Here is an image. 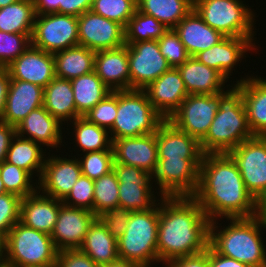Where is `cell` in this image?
Listing matches in <instances>:
<instances>
[{
  "label": "cell",
  "instance_id": "1",
  "mask_svg": "<svg viewBox=\"0 0 266 267\" xmlns=\"http://www.w3.org/2000/svg\"><path fill=\"white\" fill-rule=\"evenodd\" d=\"M192 197L210 221L221 216L226 219L254 217L255 198L246 189L240 171L228 153L204 154L199 185Z\"/></svg>",
  "mask_w": 266,
  "mask_h": 267
},
{
  "label": "cell",
  "instance_id": "2",
  "mask_svg": "<svg viewBox=\"0 0 266 267\" xmlns=\"http://www.w3.org/2000/svg\"><path fill=\"white\" fill-rule=\"evenodd\" d=\"M158 207V262L199 254L209 245L204 209L192 196L162 197Z\"/></svg>",
  "mask_w": 266,
  "mask_h": 267
},
{
  "label": "cell",
  "instance_id": "3",
  "mask_svg": "<svg viewBox=\"0 0 266 267\" xmlns=\"http://www.w3.org/2000/svg\"><path fill=\"white\" fill-rule=\"evenodd\" d=\"M220 92L219 110L206 136L200 141L204 154L228 153L240 143L254 137L249 128L242 89L236 83Z\"/></svg>",
  "mask_w": 266,
  "mask_h": 267
},
{
  "label": "cell",
  "instance_id": "4",
  "mask_svg": "<svg viewBox=\"0 0 266 267\" xmlns=\"http://www.w3.org/2000/svg\"><path fill=\"white\" fill-rule=\"evenodd\" d=\"M225 229H218V223L209 224V245L220 255H224L252 267H266V250L261 237L266 222L256 217L228 218ZM216 224V225H215Z\"/></svg>",
  "mask_w": 266,
  "mask_h": 267
},
{
  "label": "cell",
  "instance_id": "5",
  "mask_svg": "<svg viewBox=\"0 0 266 267\" xmlns=\"http://www.w3.org/2000/svg\"><path fill=\"white\" fill-rule=\"evenodd\" d=\"M164 121L144 90H118L117 117L109 130L111 140L155 133Z\"/></svg>",
  "mask_w": 266,
  "mask_h": 267
},
{
  "label": "cell",
  "instance_id": "6",
  "mask_svg": "<svg viewBox=\"0 0 266 267\" xmlns=\"http://www.w3.org/2000/svg\"><path fill=\"white\" fill-rule=\"evenodd\" d=\"M158 206L159 202L148 211L131 212L124 234L117 239L119 258L146 267L158 263Z\"/></svg>",
  "mask_w": 266,
  "mask_h": 267
},
{
  "label": "cell",
  "instance_id": "7",
  "mask_svg": "<svg viewBox=\"0 0 266 267\" xmlns=\"http://www.w3.org/2000/svg\"><path fill=\"white\" fill-rule=\"evenodd\" d=\"M240 0H193V9L212 29L225 37L254 36V13ZM253 13V14H252Z\"/></svg>",
  "mask_w": 266,
  "mask_h": 267
},
{
  "label": "cell",
  "instance_id": "8",
  "mask_svg": "<svg viewBox=\"0 0 266 267\" xmlns=\"http://www.w3.org/2000/svg\"><path fill=\"white\" fill-rule=\"evenodd\" d=\"M7 266L31 267L57 261L58 250L47 233L17 222L6 236Z\"/></svg>",
  "mask_w": 266,
  "mask_h": 267
},
{
  "label": "cell",
  "instance_id": "9",
  "mask_svg": "<svg viewBox=\"0 0 266 267\" xmlns=\"http://www.w3.org/2000/svg\"><path fill=\"white\" fill-rule=\"evenodd\" d=\"M31 44L52 54L79 45L78 17L58 13L36 14Z\"/></svg>",
  "mask_w": 266,
  "mask_h": 267
},
{
  "label": "cell",
  "instance_id": "10",
  "mask_svg": "<svg viewBox=\"0 0 266 267\" xmlns=\"http://www.w3.org/2000/svg\"><path fill=\"white\" fill-rule=\"evenodd\" d=\"M202 159L158 158L153 174L162 197L193 196L199 185Z\"/></svg>",
  "mask_w": 266,
  "mask_h": 267
},
{
  "label": "cell",
  "instance_id": "11",
  "mask_svg": "<svg viewBox=\"0 0 266 267\" xmlns=\"http://www.w3.org/2000/svg\"><path fill=\"white\" fill-rule=\"evenodd\" d=\"M219 100L220 92L190 94L168 120L200 142L206 136L219 110Z\"/></svg>",
  "mask_w": 266,
  "mask_h": 267
},
{
  "label": "cell",
  "instance_id": "12",
  "mask_svg": "<svg viewBox=\"0 0 266 267\" xmlns=\"http://www.w3.org/2000/svg\"><path fill=\"white\" fill-rule=\"evenodd\" d=\"M113 171L119 182V206L131 212L148 211L160 201L152 192V174L117 162L113 163Z\"/></svg>",
  "mask_w": 266,
  "mask_h": 267
},
{
  "label": "cell",
  "instance_id": "13",
  "mask_svg": "<svg viewBox=\"0 0 266 267\" xmlns=\"http://www.w3.org/2000/svg\"><path fill=\"white\" fill-rule=\"evenodd\" d=\"M130 89H145L171 66L161 54L158 40L127 44Z\"/></svg>",
  "mask_w": 266,
  "mask_h": 267
},
{
  "label": "cell",
  "instance_id": "14",
  "mask_svg": "<svg viewBox=\"0 0 266 267\" xmlns=\"http://www.w3.org/2000/svg\"><path fill=\"white\" fill-rule=\"evenodd\" d=\"M248 192L256 198L266 189V137L254 136L229 151Z\"/></svg>",
  "mask_w": 266,
  "mask_h": 267
},
{
  "label": "cell",
  "instance_id": "15",
  "mask_svg": "<svg viewBox=\"0 0 266 267\" xmlns=\"http://www.w3.org/2000/svg\"><path fill=\"white\" fill-rule=\"evenodd\" d=\"M78 39L95 52L115 49L125 45V28L89 10L78 17Z\"/></svg>",
  "mask_w": 266,
  "mask_h": 267
},
{
  "label": "cell",
  "instance_id": "16",
  "mask_svg": "<svg viewBox=\"0 0 266 267\" xmlns=\"http://www.w3.org/2000/svg\"><path fill=\"white\" fill-rule=\"evenodd\" d=\"M97 216L86 209L60 205L51 238L58 251L79 249Z\"/></svg>",
  "mask_w": 266,
  "mask_h": 267
},
{
  "label": "cell",
  "instance_id": "17",
  "mask_svg": "<svg viewBox=\"0 0 266 267\" xmlns=\"http://www.w3.org/2000/svg\"><path fill=\"white\" fill-rule=\"evenodd\" d=\"M81 165L76 157H46L43 171L38 183L42 194L63 200L81 176Z\"/></svg>",
  "mask_w": 266,
  "mask_h": 267
},
{
  "label": "cell",
  "instance_id": "18",
  "mask_svg": "<svg viewBox=\"0 0 266 267\" xmlns=\"http://www.w3.org/2000/svg\"><path fill=\"white\" fill-rule=\"evenodd\" d=\"M114 162L139 167L154 174L158 162L156 132L138 137L112 140Z\"/></svg>",
  "mask_w": 266,
  "mask_h": 267
},
{
  "label": "cell",
  "instance_id": "19",
  "mask_svg": "<svg viewBox=\"0 0 266 267\" xmlns=\"http://www.w3.org/2000/svg\"><path fill=\"white\" fill-rule=\"evenodd\" d=\"M11 79L27 81L45 88L55 77V58L32 44L6 67Z\"/></svg>",
  "mask_w": 266,
  "mask_h": 267
},
{
  "label": "cell",
  "instance_id": "20",
  "mask_svg": "<svg viewBox=\"0 0 266 267\" xmlns=\"http://www.w3.org/2000/svg\"><path fill=\"white\" fill-rule=\"evenodd\" d=\"M153 107L168 120L188 96L178 68L171 67L145 89Z\"/></svg>",
  "mask_w": 266,
  "mask_h": 267
},
{
  "label": "cell",
  "instance_id": "21",
  "mask_svg": "<svg viewBox=\"0 0 266 267\" xmlns=\"http://www.w3.org/2000/svg\"><path fill=\"white\" fill-rule=\"evenodd\" d=\"M249 38L224 37L220 42L209 49L200 51L194 57L208 67L216 69L227 80L232 68L241 62V58L248 50L255 49V43Z\"/></svg>",
  "mask_w": 266,
  "mask_h": 267
},
{
  "label": "cell",
  "instance_id": "22",
  "mask_svg": "<svg viewBox=\"0 0 266 267\" xmlns=\"http://www.w3.org/2000/svg\"><path fill=\"white\" fill-rule=\"evenodd\" d=\"M44 88L39 85L11 79L5 110L0 121L16 127L32 110L43 106Z\"/></svg>",
  "mask_w": 266,
  "mask_h": 267
},
{
  "label": "cell",
  "instance_id": "23",
  "mask_svg": "<svg viewBox=\"0 0 266 267\" xmlns=\"http://www.w3.org/2000/svg\"><path fill=\"white\" fill-rule=\"evenodd\" d=\"M94 71L110 90L130 89L127 44L97 51L94 56Z\"/></svg>",
  "mask_w": 266,
  "mask_h": 267
},
{
  "label": "cell",
  "instance_id": "24",
  "mask_svg": "<svg viewBox=\"0 0 266 267\" xmlns=\"http://www.w3.org/2000/svg\"><path fill=\"white\" fill-rule=\"evenodd\" d=\"M62 200L35 193L21 198L20 222L29 228L51 235Z\"/></svg>",
  "mask_w": 266,
  "mask_h": 267
},
{
  "label": "cell",
  "instance_id": "25",
  "mask_svg": "<svg viewBox=\"0 0 266 267\" xmlns=\"http://www.w3.org/2000/svg\"><path fill=\"white\" fill-rule=\"evenodd\" d=\"M158 158L203 159L200 142L165 120L156 131Z\"/></svg>",
  "mask_w": 266,
  "mask_h": 267
},
{
  "label": "cell",
  "instance_id": "26",
  "mask_svg": "<svg viewBox=\"0 0 266 267\" xmlns=\"http://www.w3.org/2000/svg\"><path fill=\"white\" fill-rule=\"evenodd\" d=\"M62 124L41 106L26 116L16 128V134L47 147L61 145ZM27 135L24 136V135Z\"/></svg>",
  "mask_w": 266,
  "mask_h": 267
},
{
  "label": "cell",
  "instance_id": "27",
  "mask_svg": "<svg viewBox=\"0 0 266 267\" xmlns=\"http://www.w3.org/2000/svg\"><path fill=\"white\" fill-rule=\"evenodd\" d=\"M174 30L190 57L209 49L225 37L208 26L194 9L174 27Z\"/></svg>",
  "mask_w": 266,
  "mask_h": 267
},
{
  "label": "cell",
  "instance_id": "28",
  "mask_svg": "<svg viewBox=\"0 0 266 267\" xmlns=\"http://www.w3.org/2000/svg\"><path fill=\"white\" fill-rule=\"evenodd\" d=\"M246 78L236 83L242 89L249 128L254 136L266 137V79Z\"/></svg>",
  "mask_w": 266,
  "mask_h": 267
},
{
  "label": "cell",
  "instance_id": "29",
  "mask_svg": "<svg viewBox=\"0 0 266 267\" xmlns=\"http://www.w3.org/2000/svg\"><path fill=\"white\" fill-rule=\"evenodd\" d=\"M184 81L188 95L216 94L224 91L227 79L216 69L200 63L195 57H189L177 67Z\"/></svg>",
  "mask_w": 266,
  "mask_h": 267
},
{
  "label": "cell",
  "instance_id": "30",
  "mask_svg": "<svg viewBox=\"0 0 266 267\" xmlns=\"http://www.w3.org/2000/svg\"><path fill=\"white\" fill-rule=\"evenodd\" d=\"M43 107L61 124L81 115L76 111L70 80L54 77L44 88Z\"/></svg>",
  "mask_w": 266,
  "mask_h": 267
},
{
  "label": "cell",
  "instance_id": "31",
  "mask_svg": "<svg viewBox=\"0 0 266 267\" xmlns=\"http://www.w3.org/2000/svg\"><path fill=\"white\" fill-rule=\"evenodd\" d=\"M79 250L88 255L98 266L119 258L117 239L98 218L90 225Z\"/></svg>",
  "mask_w": 266,
  "mask_h": 267
},
{
  "label": "cell",
  "instance_id": "32",
  "mask_svg": "<svg viewBox=\"0 0 266 267\" xmlns=\"http://www.w3.org/2000/svg\"><path fill=\"white\" fill-rule=\"evenodd\" d=\"M95 53L81 45L54 53L55 77L71 80L92 72Z\"/></svg>",
  "mask_w": 266,
  "mask_h": 267
},
{
  "label": "cell",
  "instance_id": "33",
  "mask_svg": "<svg viewBox=\"0 0 266 267\" xmlns=\"http://www.w3.org/2000/svg\"><path fill=\"white\" fill-rule=\"evenodd\" d=\"M44 153L41 144L16 134L7 151L6 162L24 169L31 175L36 173L34 171L39 172V181L46 160Z\"/></svg>",
  "mask_w": 266,
  "mask_h": 267
},
{
  "label": "cell",
  "instance_id": "34",
  "mask_svg": "<svg viewBox=\"0 0 266 267\" xmlns=\"http://www.w3.org/2000/svg\"><path fill=\"white\" fill-rule=\"evenodd\" d=\"M74 94L76 111L84 116L101 100L109 95L110 90L97 76L96 72L81 75L70 80Z\"/></svg>",
  "mask_w": 266,
  "mask_h": 267
},
{
  "label": "cell",
  "instance_id": "35",
  "mask_svg": "<svg viewBox=\"0 0 266 267\" xmlns=\"http://www.w3.org/2000/svg\"><path fill=\"white\" fill-rule=\"evenodd\" d=\"M193 0H137V10L174 28L191 10Z\"/></svg>",
  "mask_w": 266,
  "mask_h": 267
},
{
  "label": "cell",
  "instance_id": "36",
  "mask_svg": "<svg viewBox=\"0 0 266 267\" xmlns=\"http://www.w3.org/2000/svg\"><path fill=\"white\" fill-rule=\"evenodd\" d=\"M36 18L33 0H18L0 8V31L32 34Z\"/></svg>",
  "mask_w": 266,
  "mask_h": 267
},
{
  "label": "cell",
  "instance_id": "37",
  "mask_svg": "<svg viewBox=\"0 0 266 267\" xmlns=\"http://www.w3.org/2000/svg\"><path fill=\"white\" fill-rule=\"evenodd\" d=\"M74 122V124H73ZM74 125L75 140L80 147V151H104L113 150L112 140L109 131L88 121L85 117L80 116L72 121Z\"/></svg>",
  "mask_w": 266,
  "mask_h": 267
},
{
  "label": "cell",
  "instance_id": "38",
  "mask_svg": "<svg viewBox=\"0 0 266 267\" xmlns=\"http://www.w3.org/2000/svg\"><path fill=\"white\" fill-rule=\"evenodd\" d=\"M168 28L154 17L136 10L125 28V44L158 40Z\"/></svg>",
  "mask_w": 266,
  "mask_h": 267
},
{
  "label": "cell",
  "instance_id": "39",
  "mask_svg": "<svg viewBox=\"0 0 266 267\" xmlns=\"http://www.w3.org/2000/svg\"><path fill=\"white\" fill-rule=\"evenodd\" d=\"M119 182L114 171L94 180L93 213L98 216L119 206Z\"/></svg>",
  "mask_w": 266,
  "mask_h": 267
},
{
  "label": "cell",
  "instance_id": "40",
  "mask_svg": "<svg viewBox=\"0 0 266 267\" xmlns=\"http://www.w3.org/2000/svg\"><path fill=\"white\" fill-rule=\"evenodd\" d=\"M0 175L7 193L24 198L37 191V183H34L36 187L31 183L32 175L16 165L4 161L0 164Z\"/></svg>",
  "mask_w": 266,
  "mask_h": 267
},
{
  "label": "cell",
  "instance_id": "41",
  "mask_svg": "<svg viewBox=\"0 0 266 267\" xmlns=\"http://www.w3.org/2000/svg\"><path fill=\"white\" fill-rule=\"evenodd\" d=\"M91 10L126 28L137 10V0H93Z\"/></svg>",
  "mask_w": 266,
  "mask_h": 267
},
{
  "label": "cell",
  "instance_id": "42",
  "mask_svg": "<svg viewBox=\"0 0 266 267\" xmlns=\"http://www.w3.org/2000/svg\"><path fill=\"white\" fill-rule=\"evenodd\" d=\"M82 175L90 179H98L113 170V150L86 152L78 158Z\"/></svg>",
  "mask_w": 266,
  "mask_h": 267
},
{
  "label": "cell",
  "instance_id": "43",
  "mask_svg": "<svg viewBox=\"0 0 266 267\" xmlns=\"http://www.w3.org/2000/svg\"><path fill=\"white\" fill-rule=\"evenodd\" d=\"M117 108L118 90L112 91L83 117L97 126L110 130L117 117Z\"/></svg>",
  "mask_w": 266,
  "mask_h": 267
},
{
  "label": "cell",
  "instance_id": "44",
  "mask_svg": "<svg viewBox=\"0 0 266 267\" xmlns=\"http://www.w3.org/2000/svg\"><path fill=\"white\" fill-rule=\"evenodd\" d=\"M31 37L32 34L0 31V62L5 68L30 46Z\"/></svg>",
  "mask_w": 266,
  "mask_h": 267
},
{
  "label": "cell",
  "instance_id": "45",
  "mask_svg": "<svg viewBox=\"0 0 266 267\" xmlns=\"http://www.w3.org/2000/svg\"><path fill=\"white\" fill-rule=\"evenodd\" d=\"M158 45L171 67L177 68L190 57L174 28L168 29L158 39Z\"/></svg>",
  "mask_w": 266,
  "mask_h": 267
},
{
  "label": "cell",
  "instance_id": "46",
  "mask_svg": "<svg viewBox=\"0 0 266 267\" xmlns=\"http://www.w3.org/2000/svg\"><path fill=\"white\" fill-rule=\"evenodd\" d=\"M94 180L81 174L62 203L93 212Z\"/></svg>",
  "mask_w": 266,
  "mask_h": 267
},
{
  "label": "cell",
  "instance_id": "47",
  "mask_svg": "<svg viewBox=\"0 0 266 267\" xmlns=\"http://www.w3.org/2000/svg\"><path fill=\"white\" fill-rule=\"evenodd\" d=\"M21 198L13 193L0 195V235L6 237L10 229L20 221Z\"/></svg>",
  "mask_w": 266,
  "mask_h": 267
},
{
  "label": "cell",
  "instance_id": "48",
  "mask_svg": "<svg viewBox=\"0 0 266 267\" xmlns=\"http://www.w3.org/2000/svg\"><path fill=\"white\" fill-rule=\"evenodd\" d=\"M131 211L117 206L97 216L101 223L108 229L110 234L119 239L125 232Z\"/></svg>",
  "mask_w": 266,
  "mask_h": 267
},
{
  "label": "cell",
  "instance_id": "49",
  "mask_svg": "<svg viewBox=\"0 0 266 267\" xmlns=\"http://www.w3.org/2000/svg\"><path fill=\"white\" fill-rule=\"evenodd\" d=\"M58 267H100L79 249L58 251Z\"/></svg>",
  "mask_w": 266,
  "mask_h": 267
},
{
  "label": "cell",
  "instance_id": "50",
  "mask_svg": "<svg viewBox=\"0 0 266 267\" xmlns=\"http://www.w3.org/2000/svg\"><path fill=\"white\" fill-rule=\"evenodd\" d=\"M163 264L167 265L165 267H210L209 245L199 254L177 257Z\"/></svg>",
  "mask_w": 266,
  "mask_h": 267
},
{
  "label": "cell",
  "instance_id": "51",
  "mask_svg": "<svg viewBox=\"0 0 266 267\" xmlns=\"http://www.w3.org/2000/svg\"><path fill=\"white\" fill-rule=\"evenodd\" d=\"M93 0H60L59 14L73 15L79 17L91 10Z\"/></svg>",
  "mask_w": 266,
  "mask_h": 267
},
{
  "label": "cell",
  "instance_id": "52",
  "mask_svg": "<svg viewBox=\"0 0 266 267\" xmlns=\"http://www.w3.org/2000/svg\"><path fill=\"white\" fill-rule=\"evenodd\" d=\"M16 135V128L0 121V164L6 161L7 151L13 137Z\"/></svg>",
  "mask_w": 266,
  "mask_h": 267
},
{
  "label": "cell",
  "instance_id": "53",
  "mask_svg": "<svg viewBox=\"0 0 266 267\" xmlns=\"http://www.w3.org/2000/svg\"><path fill=\"white\" fill-rule=\"evenodd\" d=\"M209 263L210 267H252L246 263L239 262L236 259L220 255L209 245Z\"/></svg>",
  "mask_w": 266,
  "mask_h": 267
},
{
  "label": "cell",
  "instance_id": "54",
  "mask_svg": "<svg viewBox=\"0 0 266 267\" xmlns=\"http://www.w3.org/2000/svg\"><path fill=\"white\" fill-rule=\"evenodd\" d=\"M11 82V76L7 68L0 72V119L3 116L7 94Z\"/></svg>",
  "mask_w": 266,
  "mask_h": 267
},
{
  "label": "cell",
  "instance_id": "55",
  "mask_svg": "<svg viewBox=\"0 0 266 267\" xmlns=\"http://www.w3.org/2000/svg\"><path fill=\"white\" fill-rule=\"evenodd\" d=\"M36 14L58 13L60 0H33Z\"/></svg>",
  "mask_w": 266,
  "mask_h": 267
},
{
  "label": "cell",
  "instance_id": "56",
  "mask_svg": "<svg viewBox=\"0 0 266 267\" xmlns=\"http://www.w3.org/2000/svg\"><path fill=\"white\" fill-rule=\"evenodd\" d=\"M254 217L266 222V189L255 198Z\"/></svg>",
  "mask_w": 266,
  "mask_h": 267
},
{
  "label": "cell",
  "instance_id": "57",
  "mask_svg": "<svg viewBox=\"0 0 266 267\" xmlns=\"http://www.w3.org/2000/svg\"><path fill=\"white\" fill-rule=\"evenodd\" d=\"M100 267H146V266L133 261H128L126 259L118 258L115 261L103 264Z\"/></svg>",
  "mask_w": 266,
  "mask_h": 267
},
{
  "label": "cell",
  "instance_id": "58",
  "mask_svg": "<svg viewBox=\"0 0 266 267\" xmlns=\"http://www.w3.org/2000/svg\"><path fill=\"white\" fill-rule=\"evenodd\" d=\"M7 266L6 237L0 235V267Z\"/></svg>",
  "mask_w": 266,
  "mask_h": 267
},
{
  "label": "cell",
  "instance_id": "59",
  "mask_svg": "<svg viewBox=\"0 0 266 267\" xmlns=\"http://www.w3.org/2000/svg\"><path fill=\"white\" fill-rule=\"evenodd\" d=\"M18 0H0V8L6 7L7 5L13 4Z\"/></svg>",
  "mask_w": 266,
  "mask_h": 267
},
{
  "label": "cell",
  "instance_id": "60",
  "mask_svg": "<svg viewBox=\"0 0 266 267\" xmlns=\"http://www.w3.org/2000/svg\"><path fill=\"white\" fill-rule=\"evenodd\" d=\"M31 267H58L57 261L53 263H48L45 265H37V266H31Z\"/></svg>",
  "mask_w": 266,
  "mask_h": 267
},
{
  "label": "cell",
  "instance_id": "61",
  "mask_svg": "<svg viewBox=\"0 0 266 267\" xmlns=\"http://www.w3.org/2000/svg\"><path fill=\"white\" fill-rule=\"evenodd\" d=\"M5 193H7V192H6L4 183H3L2 179H1V175H0V195H3Z\"/></svg>",
  "mask_w": 266,
  "mask_h": 267
},
{
  "label": "cell",
  "instance_id": "62",
  "mask_svg": "<svg viewBox=\"0 0 266 267\" xmlns=\"http://www.w3.org/2000/svg\"><path fill=\"white\" fill-rule=\"evenodd\" d=\"M5 69L4 65L0 62V72Z\"/></svg>",
  "mask_w": 266,
  "mask_h": 267
}]
</instances>
